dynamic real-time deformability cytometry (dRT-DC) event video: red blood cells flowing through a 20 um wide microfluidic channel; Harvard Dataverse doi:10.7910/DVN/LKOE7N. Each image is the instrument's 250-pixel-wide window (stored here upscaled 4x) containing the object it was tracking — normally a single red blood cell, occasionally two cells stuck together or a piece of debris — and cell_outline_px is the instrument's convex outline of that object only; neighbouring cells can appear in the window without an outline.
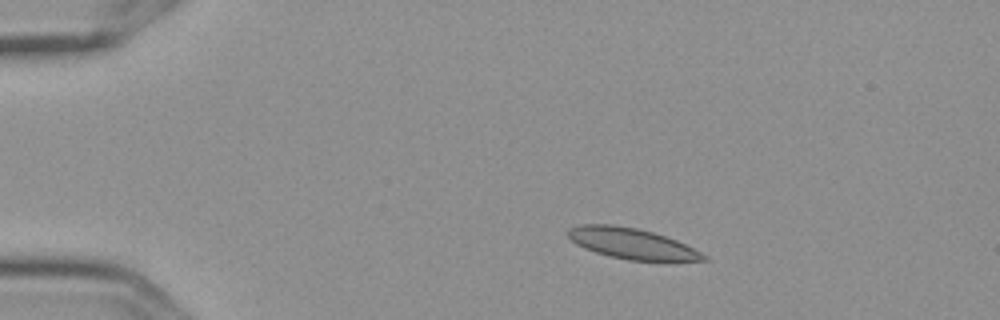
{"species": "Egyptian fruit bat (a non-hibernating species)", "species_latin": "Rousettus aegyptiacus", "temperature_condition": "cold", "stored_images_in_passage": 3, "camera_frame_rate_fps": 3000, "um_per_image_px": 0.085, "frame": {"image": 1, "passage_image": 1, "time_ms": 0.0, "image_size_px": [1000, 320], "cell_outline_px": [[708, 260], [628, 260], [596, 252], [584, 248], [576, 244], [568, 236], [568, 228], [580, 224], [612, 224], [636, 228], [652, 232], [676, 240], [708, 256]], "centroid_in_image_um": [53.65, 20.68], "position_along_channel_um": 31.3, "area_um2": 23.81}}